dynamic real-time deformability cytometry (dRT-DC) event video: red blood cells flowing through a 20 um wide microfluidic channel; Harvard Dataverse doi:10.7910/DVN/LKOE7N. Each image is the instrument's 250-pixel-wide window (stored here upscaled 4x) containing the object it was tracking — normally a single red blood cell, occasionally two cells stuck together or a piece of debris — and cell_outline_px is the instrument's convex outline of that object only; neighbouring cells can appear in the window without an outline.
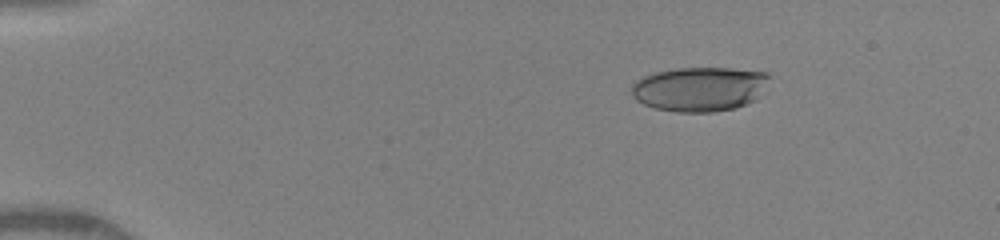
{"species": "human", "species_latin": "Homo sapiens", "temperature_condition": "warm", "stored_images_in_passage": 14, "camera_frame_rate_fps": 3000, "um_per_image_px": 0.085, "donor": {"sex": "female"}, "frame": {"image": 1, "passage_image": 3, "time_ms": 1.333, "image_size_px": [1000, 240], "cell_outline_px": [[768, 76], [756, 100], [736, 108], [712, 112], [676, 112], [656, 108], [644, 104], [636, 100], [632, 96], [632, 84], [636, 80], [644, 76], [656, 72], [676, 68], [732, 68], [768, 72]], "centroid_in_image_um": [59.43, 7.56], "position_along_channel_um": 25.6, "area_um2": 35.55}}
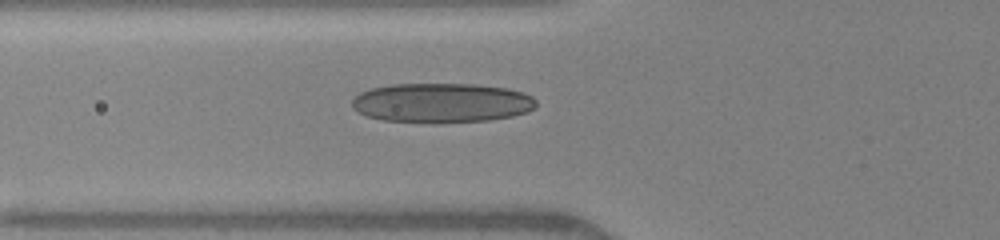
{"frame": {"image": 2, "passage_image": 11, "time_ms": 5.0, "image_size_px": [1000, 240], "cell_outline_px": [[536, 108], [528, 112], [512, 116], [488, 120], [436, 124], [384, 120], [364, 116], [352, 108], [352, 100], [360, 92], [372, 88], [392, 84], [476, 84], [508, 88], [524, 92], [532, 96], [536, 100]], "centroid_in_image_um": [37.55, 8.75], "position_along_channel_um": 88.2, "area_um2": 43.12}}
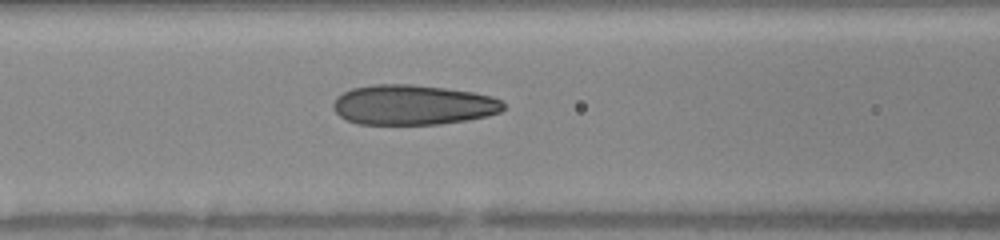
{"frame": {"image": 3, "passage_image": 14, "time_ms": 6.0, "image_size_px": [1000, 240], "cell_outline_px": [[504, 108], [500, 112], [488, 116], [468, 120], [440, 124], [356, 124], [340, 116], [332, 108], [332, 104], [336, 96], [352, 88], [372, 84], [412, 84], [444, 88], [472, 92], [492, 96], [500, 100], [504, 104]], "centroid_in_image_um": [35.08, 8.91], "position_along_channel_um": 131.5, "area_um2": 39.88}}